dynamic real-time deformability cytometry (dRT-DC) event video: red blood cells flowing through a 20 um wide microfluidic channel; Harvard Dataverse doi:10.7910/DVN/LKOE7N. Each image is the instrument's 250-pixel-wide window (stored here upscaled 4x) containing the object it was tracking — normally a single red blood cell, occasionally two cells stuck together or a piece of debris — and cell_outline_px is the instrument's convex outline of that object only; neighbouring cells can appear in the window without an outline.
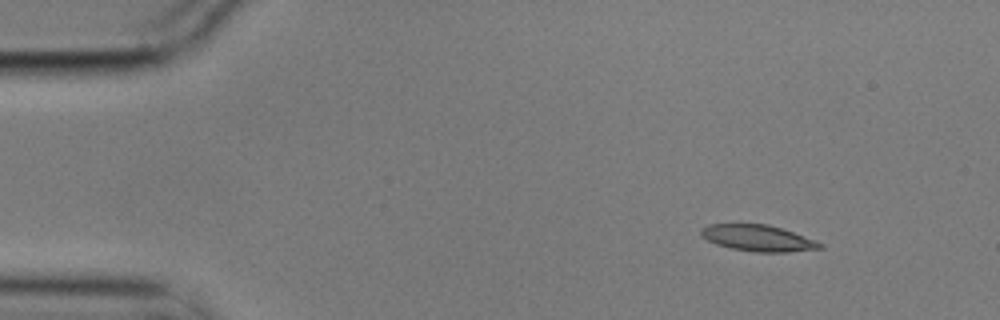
{"species": "common noctule bat (a hibernating species)", "species_latin": "Nyctalus noctula", "temperature_condition": "cold", "stored_images_in_passage": 5, "camera_frame_rate_fps": 3000, "um_per_image_px": 0.085, "animal": {"sex": "male", "body_mass_g": 17.9}, "frame": {"image": 1, "passage_image": 1, "time_ms": 0.0, "image_size_px": [1000, 320], "cell_outline_px": [[824, 248], [788, 252], [756, 252], [732, 248], [716, 244], [700, 236], [700, 228], [708, 224], [768, 224], [816, 240], [824, 244]], "centroid_in_image_um": [64.42, 20.24], "position_along_channel_um": 20.6, "area_um2": 18.21}}
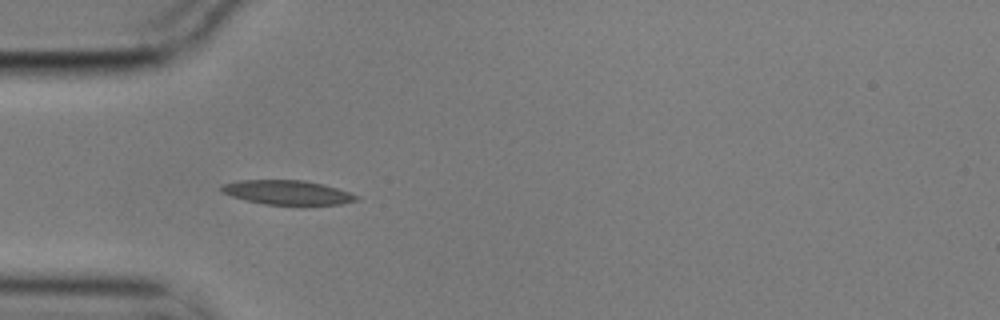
{"frame": {"image": 2, "passage_image": 4, "time_ms": 1.0, "image_size_px": [1000, 320], "cell_outline_px": [[360, 200], [344, 204], [304, 208], [264, 204], [232, 196], [220, 192], [220, 184], [240, 180], [304, 180], [324, 184], [360, 196]], "centroid_in_image_um": [24.51, 16.41], "position_along_channel_um": 60.5, "area_um2": 20.23}}
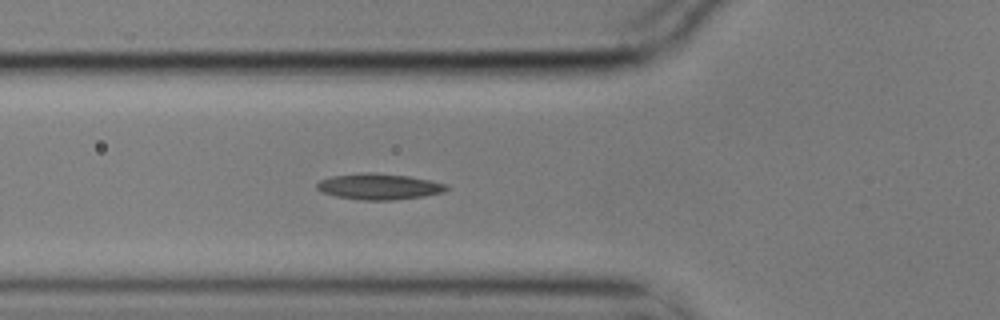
{"frame": {"image": 3, "passage_image": 5, "time_ms": 1.333, "image_size_px": [1000, 320], "cell_outline_px": [[452, 188], [444, 192], [424, 196], [392, 200], [364, 200], [336, 196], [320, 192], [316, 188], [316, 184], [320, 180], [332, 176], [364, 172], [368, 172], [408, 176], [448, 184]], "centroid_in_image_um": [32.23, 15.86], "position_along_channel_um": 93.6, "area_um2": 19.65}}